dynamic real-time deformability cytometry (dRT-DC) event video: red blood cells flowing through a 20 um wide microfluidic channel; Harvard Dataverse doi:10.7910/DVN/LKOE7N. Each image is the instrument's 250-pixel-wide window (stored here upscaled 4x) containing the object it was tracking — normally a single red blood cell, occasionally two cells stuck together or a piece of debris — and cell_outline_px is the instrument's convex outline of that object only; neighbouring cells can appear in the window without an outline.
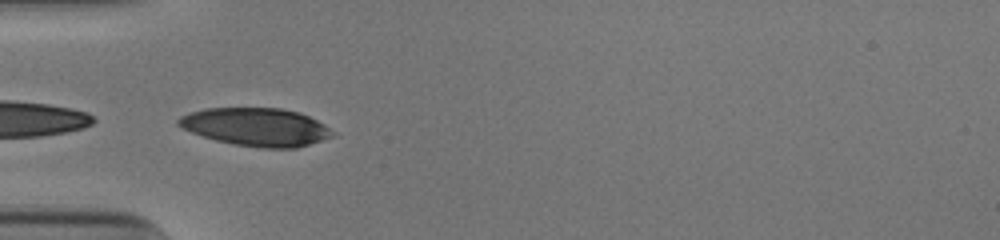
{"species": "human", "species_latin": "Homo sapiens", "temperature_condition": "cold", "stored_images_in_passage": 36, "camera_frame_rate_fps": 3000, "um_per_image_px": 0.085, "donor": {"sex": "male"}, "frame": {"image": 1, "passage_image": 1, "time_ms": 0.0, "image_size_px": [1000, 240], "cell_outline_px": [[336, 136], [296, 148], [260, 148], [236, 144], [216, 140], [192, 132], [176, 124], [176, 120], [180, 116], [204, 108], [280, 108], [300, 112], [324, 124], [336, 132]], "centroid_in_image_um": [21.82, 10.79], "position_along_channel_um": 63.2, "area_um2": 34.16}}
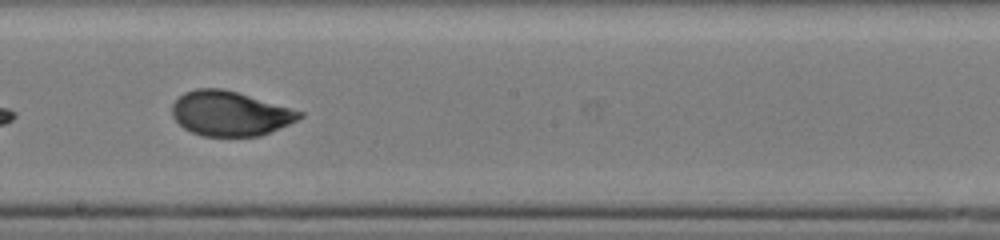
{"frame": {"image": 2, "passage_image": 14, "time_ms": 4.333, "image_size_px": [1000, 240], "cell_outline_px": [[304, 116], [288, 124], [260, 136], [204, 136], [192, 132], [184, 128], [172, 116], [172, 104], [184, 92], [196, 88], [224, 88], [304, 112]], "centroid_in_image_um": [19.53, 9.64], "position_along_channel_um": 228.7, "area_um2": 33.0}}
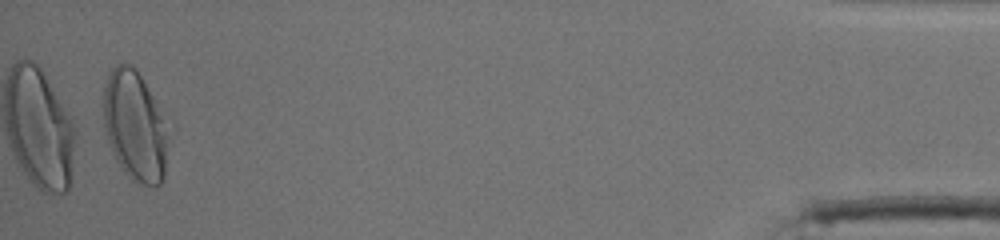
{"frame": {"image": 3, "passage_image": 35, "time_ms": 11.333, "image_size_px": [1000, 240], "cell_outline_px": [[164, 176], [160, 184], [144, 184], [132, 180], [124, 172], [116, 160], [112, 152], [104, 128], [104, 84], [112, 68], [116, 64], [128, 64], [140, 76], [160, 116], [164, 132]], "centroid_in_image_um": [11.36, 10.73], "position_along_channel_um": 423.8, "area_um2": 39.25}, "authors_computed_cell_mechanics": {"area_um2": 33.2928, "velocity_mm_per_s": 3.8867, "shape_relaxation_time_tau1_ms": 4.9832, "shape_relaxation_time_tau2_ms": null, "deformation_change_tau1": 0.1837, "deformation_change_tau2": null}}